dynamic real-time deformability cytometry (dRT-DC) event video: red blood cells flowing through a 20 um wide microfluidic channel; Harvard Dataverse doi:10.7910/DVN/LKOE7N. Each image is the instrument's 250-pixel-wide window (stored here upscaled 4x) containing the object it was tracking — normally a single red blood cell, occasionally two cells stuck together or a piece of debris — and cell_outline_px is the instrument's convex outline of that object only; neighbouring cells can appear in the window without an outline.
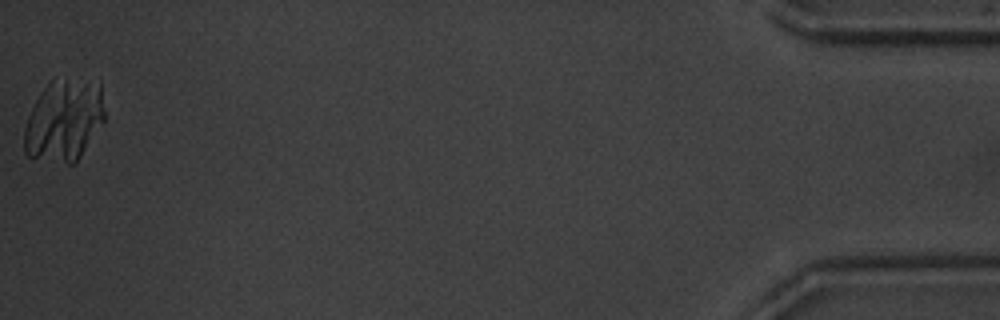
{"species": "common noctule bat (a hibernating species)", "species_latin": "Nyctalus noctula", "temperature_condition": "warm", "stored_images_in_passage": 54, "camera_frame_rate_fps": 3000, "um_per_image_px": 0.085, "animal": {"sex": "male", "body_mass_g": 20.1, "forearm_length_mm": 53.5}, "frame": {"image": 1, "passage_image": 54, "time_ms": 17.667, "image_size_px": [1000, 320], "cell_outline_px": [[104, 120], [76, 164], [68, 164], [28, 156], [24, 152], [24, 128], [28, 116], [40, 92], [52, 80], [100, 80], [104, 108]], "centroid_in_image_um": [5.45, 10.24], "position_along_channel_um": 429.7, "area_um2": 38.44}}